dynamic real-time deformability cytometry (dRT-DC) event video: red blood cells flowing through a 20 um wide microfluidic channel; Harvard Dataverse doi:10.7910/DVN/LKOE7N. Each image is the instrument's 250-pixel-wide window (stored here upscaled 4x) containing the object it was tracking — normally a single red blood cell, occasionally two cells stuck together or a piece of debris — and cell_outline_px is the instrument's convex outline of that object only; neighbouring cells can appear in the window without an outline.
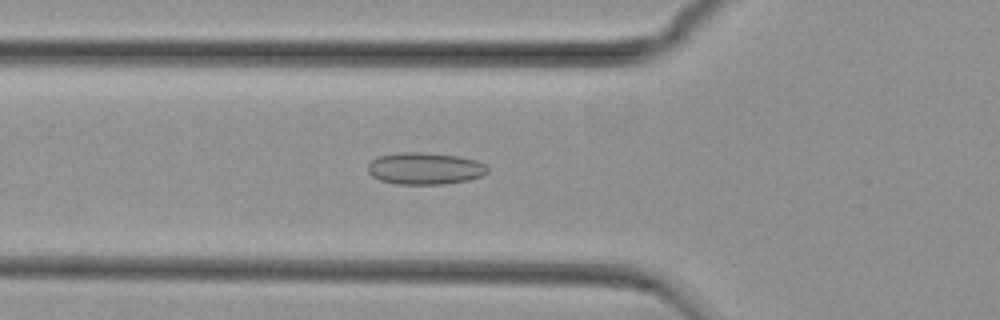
{"species": "common noctule bat (a hibernating species)", "species_latin": "Nyctalus noctula", "temperature_condition": "cold", "stored_images_in_passage": 44, "camera_frame_rate_fps": 3000, "um_per_image_px": 0.085, "animal": {"sex": "female", "body_mass_g": 29.2, "forearm_length_mm": 56.3}, "frame": {"image": 1, "passage_image": 9, "time_ms": 2.667, "image_size_px": [1000, 320], "cell_outline_px": [[488, 172], [484, 176], [468, 180], [444, 184], [396, 184], [380, 180], [372, 176], [368, 172], [368, 164], [376, 156], [396, 152], [420, 152], [460, 156], [476, 160], [484, 164], [488, 168]], "centroid_in_image_um": [36.11, 14.31], "position_along_channel_um": 89.7, "area_um2": 22.54}}
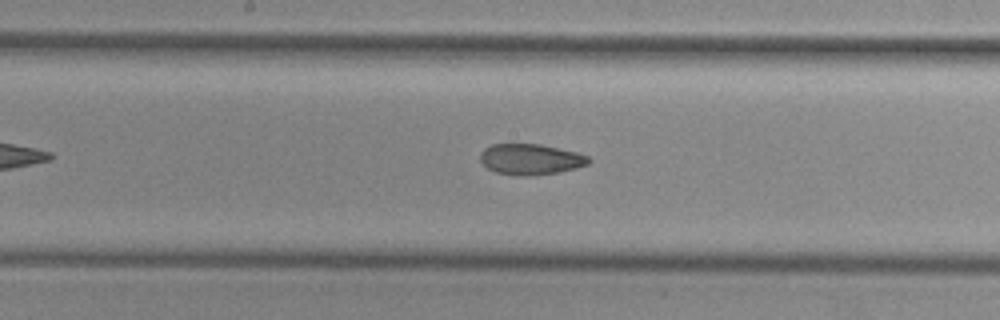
{"frame": {"image": 2, "passage_image": 18, "time_ms": 5.667, "image_size_px": [1000, 320], "cell_outline_px": [[592, 160], [588, 164], [576, 168], [556, 172], [528, 176], [524, 176], [496, 172], [488, 168], [480, 160], [480, 152], [484, 148], [492, 144], [540, 144], [576, 152], [588, 156]], "centroid_in_image_um": [45.1, 13.53], "position_along_channel_um": 203.1, "area_um2": 19.31}}
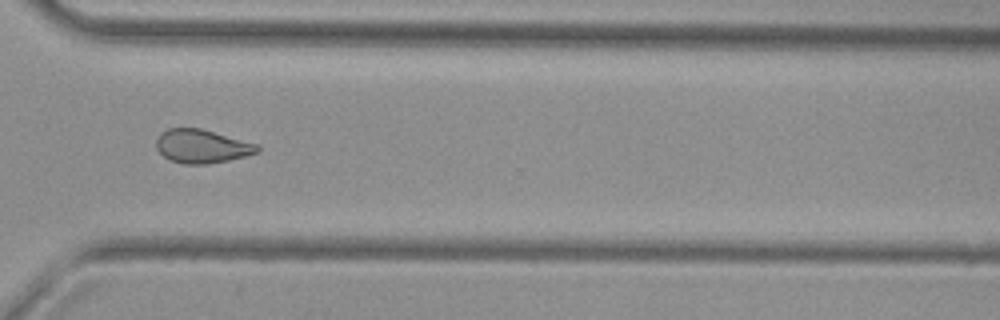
{"frame": {"image": 3, "passage_image": 30, "time_ms": 9.667, "image_size_px": [1000, 320], "cell_outline_px": [[260, 152], [228, 160], [208, 164], [184, 164], [172, 160], [164, 156], [156, 148], [156, 140], [160, 132], [168, 128], [200, 128], [260, 144]], "centroid_in_image_um": [17.18, 12.42], "position_along_channel_um": 353.4, "area_um2": 19.88}, "authors_computed_cell_mechanics": {"area_um2": 20.6057, "velocity_mm_per_s": 3.7594, "shape_relaxation_time_tau1_ms": null, "shape_relaxation_time_tau2_ms": 2.4875, "deformation_change_tau1": null, "deformation_change_tau2": 0.0836}}